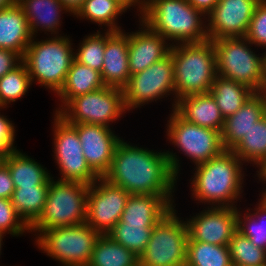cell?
Listing matches in <instances>:
<instances>
[{
	"instance_id": "1",
	"label": "cell",
	"mask_w": 266,
	"mask_h": 266,
	"mask_svg": "<svg viewBox=\"0 0 266 266\" xmlns=\"http://www.w3.org/2000/svg\"><path fill=\"white\" fill-rule=\"evenodd\" d=\"M175 154L139 148L122 139L103 178L130 194L173 196L180 171Z\"/></svg>"
},
{
	"instance_id": "2",
	"label": "cell",
	"mask_w": 266,
	"mask_h": 266,
	"mask_svg": "<svg viewBox=\"0 0 266 266\" xmlns=\"http://www.w3.org/2000/svg\"><path fill=\"white\" fill-rule=\"evenodd\" d=\"M242 165L231 150H224L207 162L196 165L191 182L193 197L201 203L208 202L211 207H236L234 203L243 191Z\"/></svg>"
},
{
	"instance_id": "3",
	"label": "cell",
	"mask_w": 266,
	"mask_h": 266,
	"mask_svg": "<svg viewBox=\"0 0 266 266\" xmlns=\"http://www.w3.org/2000/svg\"><path fill=\"white\" fill-rule=\"evenodd\" d=\"M202 16L206 20L207 17L186 0H148L139 18L151 30L172 41L173 46L209 39Z\"/></svg>"
},
{
	"instance_id": "4",
	"label": "cell",
	"mask_w": 266,
	"mask_h": 266,
	"mask_svg": "<svg viewBox=\"0 0 266 266\" xmlns=\"http://www.w3.org/2000/svg\"><path fill=\"white\" fill-rule=\"evenodd\" d=\"M176 102L186 96L209 93L217 76L212 40L173 45Z\"/></svg>"
},
{
	"instance_id": "5",
	"label": "cell",
	"mask_w": 266,
	"mask_h": 266,
	"mask_svg": "<svg viewBox=\"0 0 266 266\" xmlns=\"http://www.w3.org/2000/svg\"><path fill=\"white\" fill-rule=\"evenodd\" d=\"M71 41L66 35H56L42 41L31 39L22 62L27 67L32 83L35 81L56 94L60 91L74 60Z\"/></svg>"
},
{
	"instance_id": "6",
	"label": "cell",
	"mask_w": 266,
	"mask_h": 266,
	"mask_svg": "<svg viewBox=\"0 0 266 266\" xmlns=\"http://www.w3.org/2000/svg\"><path fill=\"white\" fill-rule=\"evenodd\" d=\"M90 185L75 181L50 180L45 207L30 226L37 237L48 229L86 223Z\"/></svg>"
},
{
	"instance_id": "7",
	"label": "cell",
	"mask_w": 266,
	"mask_h": 266,
	"mask_svg": "<svg viewBox=\"0 0 266 266\" xmlns=\"http://www.w3.org/2000/svg\"><path fill=\"white\" fill-rule=\"evenodd\" d=\"M212 44L216 53L217 75L260 93L264 81L265 52L258 57L251 50L253 44L245 37L221 38L212 41Z\"/></svg>"
},
{
	"instance_id": "8",
	"label": "cell",
	"mask_w": 266,
	"mask_h": 266,
	"mask_svg": "<svg viewBox=\"0 0 266 266\" xmlns=\"http://www.w3.org/2000/svg\"><path fill=\"white\" fill-rule=\"evenodd\" d=\"M100 233L87 223L56 227L36 237L43 253L60 261L61 266H87Z\"/></svg>"
},
{
	"instance_id": "9",
	"label": "cell",
	"mask_w": 266,
	"mask_h": 266,
	"mask_svg": "<svg viewBox=\"0 0 266 266\" xmlns=\"http://www.w3.org/2000/svg\"><path fill=\"white\" fill-rule=\"evenodd\" d=\"M176 214L173 208L154 226L139 266H185L188 229Z\"/></svg>"
},
{
	"instance_id": "10",
	"label": "cell",
	"mask_w": 266,
	"mask_h": 266,
	"mask_svg": "<svg viewBox=\"0 0 266 266\" xmlns=\"http://www.w3.org/2000/svg\"><path fill=\"white\" fill-rule=\"evenodd\" d=\"M126 113L123 89L104 86L72 98L57 114L69 124H96L110 127Z\"/></svg>"
},
{
	"instance_id": "11",
	"label": "cell",
	"mask_w": 266,
	"mask_h": 266,
	"mask_svg": "<svg viewBox=\"0 0 266 266\" xmlns=\"http://www.w3.org/2000/svg\"><path fill=\"white\" fill-rule=\"evenodd\" d=\"M174 93L172 108L176 105L174 86V64L170 53L162 60L153 63L145 70L130 76L123 88L124 105L127 111L143 106L148 102L164 98Z\"/></svg>"
},
{
	"instance_id": "12",
	"label": "cell",
	"mask_w": 266,
	"mask_h": 266,
	"mask_svg": "<svg viewBox=\"0 0 266 266\" xmlns=\"http://www.w3.org/2000/svg\"><path fill=\"white\" fill-rule=\"evenodd\" d=\"M54 114V159L61 173L58 180L91 185L99 176L90 168L83 155L77 130L57 113Z\"/></svg>"
},
{
	"instance_id": "13",
	"label": "cell",
	"mask_w": 266,
	"mask_h": 266,
	"mask_svg": "<svg viewBox=\"0 0 266 266\" xmlns=\"http://www.w3.org/2000/svg\"><path fill=\"white\" fill-rule=\"evenodd\" d=\"M172 112L167 125L168 139L195 165L207 162L225 150L220 131L186 122L174 110Z\"/></svg>"
},
{
	"instance_id": "14",
	"label": "cell",
	"mask_w": 266,
	"mask_h": 266,
	"mask_svg": "<svg viewBox=\"0 0 266 266\" xmlns=\"http://www.w3.org/2000/svg\"><path fill=\"white\" fill-rule=\"evenodd\" d=\"M130 193L99 177L89 187L86 223L100 234L108 232L120 221Z\"/></svg>"
},
{
	"instance_id": "15",
	"label": "cell",
	"mask_w": 266,
	"mask_h": 266,
	"mask_svg": "<svg viewBox=\"0 0 266 266\" xmlns=\"http://www.w3.org/2000/svg\"><path fill=\"white\" fill-rule=\"evenodd\" d=\"M261 0H219L207 15V35L212 41L245 37Z\"/></svg>"
},
{
	"instance_id": "16",
	"label": "cell",
	"mask_w": 266,
	"mask_h": 266,
	"mask_svg": "<svg viewBox=\"0 0 266 266\" xmlns=\"http://www.w3.org/2000/svg\"><path fill=\"white\" fill-rule=\"evenodd\" d=\"M237 212V207L208 206L207 210L186 220L188 240L228 245L237 231Z\"/></svg>"
},
{
	"instance_id": "17",
	"label": "cell",
	"mask_w": 266,
	"mask_h": 266,
	"mask_svg": "<svg viewBox=\"0 0 266 266\" xmlns=\"http://www.w3.org/2000/svg\"><path fill=\"white\" fill-rule=\"evenodd\" d=\"M71 125L77 130L88 165L99 177H103L109 171L115 148L121 138L110 127L87 123Z\"/></svg>"
},
{
	"instance_id": "18",
	"label": "cell",
	"mask_w": 266,
	"mask_h": 266,
	"mask_svg": "<svg viewBox=\"0 0 266 266\" xmlns=\"http://www.w3.org/2000/svg\"><path fill=\"white\" fill-rule=\"evenodd\" d=\"M141 30L127 33L129 36L128 64L130 74L139 73L170 54L172 45L159 33L151 30L143 21Z\"/></svg>"
},
{
	"instance_id": "19",
	"label": "cell",
	"mask_w": 266,
	"mask_h": 266,
	"mask_svg": "<svg viewBox=\"0 0 266 266\" xmlns=\"http://www.w3.org/2000/svg\"><path fill=\"white\" fill-rule=\"evenodd\" d=\"M129 36L121 31H106L101 78L105 86L123 89L131 76L128 64Z\"/></svg>"
},
{
	"instance_id": "20",
	"label": "cell",
	"mask_w": 266,
	"mask_h": 266,
	"mask_svg": "<svg viewBox=\"0 0 266 266\" xmlns=\"http://www.w3.org/2000/svg\"><path fill=\"white\" fill-rule=\"evenodd\" d=\"M266 115V95L254 93L234 114L224 120L221 131L225 150H231L262 117Z\"/></svg>"
},
{
	"instance_id": "21",
	"label": "cell",
	"mask_w": 266,
	"mask_h": 266,
	"mask_svg": "<svg viewBox=\"0 0 266 266\" xmlns=\"http://www.w3.org/2000/svg\"><path fill=\"white\" fill-rule=\"evenodd\" d=\"M171 197L130 194L120 221L124 224H157L175 208Z\"/></svg>"
},
{
	"instance_id": "22",
	"label": "cell",
	"mask_w": 266,
	"mask_h": 266,
	"mask_svg": "<svg viewBox=\"0 0 266 266\" xmlns=\"http://www.w3.org/2000/svg\"><path fill=\"white\" fill-rule=\"evenodd\" d=\"M174 111L186 122L220 132L223 129L225 119L210 93L179 99Z\"/></svg>"
},
{
	"instance_id": "23",
	"label": "cell",
	"mask_w": 266,
	"mask_h": 266,
	"mask_svg": "<svg viewBox=\"0 0 266 266\" xmlns=\"http://www.w3.org/2000/svg\"><path fill=\"white\" fill-rule=\"evenodd\" d=\"M33 37L28 20L17 2L9 8L0 9L1 49L11 50L23 58Z\"/></svg>"
},
{
	"instance_id": "24",
	"label": "cell",
	"mask_w": 266,
	"mask_h": 266,
	"mask_svg": "<svg viewBox=\"0 0 266 266\" xmlns=\"http://www.w3.org/2000/svg\"><path fill=\"white\" fill-rule=\"evenodd\" d=\"M25 14L32 35L38 30L58 34L61 12H69L60 0H16Z\"/></svg>"
},
{
	"instance_id": "25",
	"label": "cell",
	"mask_w": 266,
	"mask_h": 266,
	"mask_svg": "<svg viewBox=\"0 0 266 266\" xmlns=\"http://www.w3.org/2000/svg\"><path fill=\"white\" fill-rule=\"evenodd\" d=\"M104 86L101 73L98 70L83 65L74 59L65 83L57 93L62 104L55 113H58L72 98L94 92Z\"/></svg>"
},
{
	"instance_id": "26",
	"label": "cell",
	"mask_w": 266,
	"mask_h": 266,
	"mask_svg": "<svg viewBox=\"0 0 266 266\" xmlns=\"http://www.w3.org/2000/svg\"><path fill=\"white\" fill-rule=\"evenodd\" d=\"M4 163L10 170L15 187L40 186L51 176L44 166L19 150L9 152Z\"/></svg>"
},
{
	"instance_id": "27",
	"label": "cell",
	"mask_w": 266,
	"mask_h": 266,
	"mask_svg": "<svg viewBox=\"0 0 266 266\" xmlns=\"http://www.w3.org/2000/svg\"><path fill=\"white\" fill-rule=\"evenodd\" d=\"M209 93L225 119L239 110L255 92L243 84L217 75Z\"/></svg>"
},
{
	"instance_id": "28",
	"label": "cell",
	"mask_w": 266,
	"mask_h": 266,
	"mask_svg": "<svg viewBox=\"0 0 266 266\" xmlns=\"http://www.w3.org/2000/svg\"><path fill=\"white\" fill-rule=\"evenodd\" d=\"M52 175L40 186L15 187L11 202L22 219L31 226L42 214Z\"/></svg>"
},
{
	"instance_id": "29",
	"label": "cell",
	"mask_w": 266,
	"mask_h": 266,
	"mask_svg": "<svg viewBox=\"0 0 266 266\" xmlns=\"http://www.w3.org/2000/svg\"><path fill=\"white\" fill-rule=\"evenodd\" d=\"M87 266H139V257L108 234H100Z\"/></svg>"
},
{
	"instance_id": "30",
	"label": "cell",
	"mask_w": 266,
	"mask_h": 266,
	"mask_svg": "<svg viewBox=\"0 0 266 266\" xmlns=\"http://www.w3.org/2000/svg\"><path fill=\"white\" fill-rule=\"evenodd\" d=\"M231 151L243 163L250 161L260 168L266 162V115L254 123Z\"/></svg>"
},
{
	"instance_id": "31",
	"label": "cell",
	"mask_w": 266,
	"mask_h": 266,
	"mask_svg": "<svg viewBox=\"0 0 266 266\" xmlns=\"http://www.w3.org/2000/svg\"><path fill=\"white\" fill-rule=\"evenodd\" d=\"M127 9L117 0H84L82 7L75 14L100 25H106L108 31H121L115 22L118 15Z\"/></svg>"
},
{
	"instance_id": "32",
	"label": "cell",
	"mask_w": 266,
	"mask_h": 266,
	"mask_svg": "<svg viewBox=\"0 0 266 266\" xmlns=\"http://www.w3.org/2000/svg\"><path fill=\"white\" fill-rule=\"evenodd\" d=\"M185 266H233L228 245L188 240Z\"/></svg>"
},
{
	"instance_id": "33",
	"label": "cell",
	"mask_w": 266,
	"mask_h": 266,
	"mask_svg": "<svg viewBox=\"0 0 266 266\" xmlns=\"http://www.w3.org/2000/svg\"><path fill=\"white\" fill-rule=\"evenodd\" d=\"M156 224H124L119 221L108 235L117 243L140 256L146 249Z\"/></svg>"
},
{
	"instance_id": "34",
	"label": "cell",
	"mask_w": 266,
	"mask_h": 266,
	"mask_svg": "<svg viewBox=\"0 0 266 266\" xmlns=\"http://www.w3.org/2000/svg\"><path fill=\"white\" fill-rule=\"evenodd\" d=\"M32 85L26 65L21 62L0 78V109L26 95Z\"/></svg>"
},
{
	"instance_id": "35",
	"label": "cell",
	"mask_w": 266,
	"mask_h": 266,
	"mask_svg": "<svg viewBox=\"0 0 266 266\" xmlns=\"http://www.w3.org/2000/svg\"><path fill=\"white\" fill-rule=\"evenodd\" d=\"M233 266H266V250L236 231L228 244Z\"/></svg>"
},
{
	"instance_id": "36",
	"label": "cell",
	"mask_w": 266,
	"mask_h": 266,
	"mask_svg": "<svg viewBox=\"0 0 266 266\" xmlns=\"http://www.w3.org/2000/svg\"><path fill=\"white\" fill-rule=\"evenodd\" d=\"M257 205V208H254L256 213L253 214L246 211L242 216L238 210L237 231L249 238L255 246L266 250V205L261 201Z\"/></svg>"
},
{
	"instance_id": "37",
	"label": "cell",
	"mask_w": 266,
	"mask_h": 266,
	"mask_svg": "<svg viewBox=\"0 0 266 266\" xmlns=\"http://www.w3.org/2000/svg\"><path fill=\"white\" fill-rule=\"evenodd\" d=\"M80 44L78 51L74 53V59L101 72L106 46V32L101 34L98 30L97 33L86 36Z\"/></svg>"
},
{
	"instance_id": "38",
	"label": "cell",
	"mask_w": 266,
	"mask_h": 266,
	"mask_svg": "<svg viewBox=\"0 0 266 266\" xmlns=\"http://www.w3.org/2000/svg\"><path fill=\"white\" fill-rule=\"evenodd\" d=\"M30 232V226L17 213L11 199L0 198V232L13 237Z\"/></svg>"
},
{
	"instance_id": "39",
	"label": "cell",
	"mask_w": 266,
	"mask_h": 266,
	"mask_svg": "<svg viewBox=\"0 0 266 266\" xmlns=\"http://www.w3.org/2000/svg\"><path fill=\"white\" fill-rule=\"evenodd\" d=\"M245 38L256 46L266 48V0H261L256 7Z\"/></svg>"
},
{
	"instance_id": "40",
	"label": "cell",
	"mask_w": 266,
	"mask_h": 266,
	"mask_svg": "<svg viewBox=\"0 0 266 266\" xmlns=\"http://www.w3.org/2000/svg\"><path fill=\"white\" fill-rule=\"evenodd\" d=\"M11 122L6 116L0 115V151H4L7 154L18 150L14 146L15 126Z\"/></svg>"
},
{
	"instance_id": "41",
	"label": "cell",
	"mask_w": 266,
	"mask_h": 266,
	"mask_svg": "<svg viewBox=\"0 0 266 266\" xmlns=\"http://www.w3.org/2000/svg\"><path fill=\"white\" fill-rule=\"evenodd\" d=\"M22 62V58L11 50L0 48V78Z\"/></svg>"
},
{
	"instance_id": "42",
	"label": "cell",
	"mask_w": 266,
	"mask_h": 266,
	"mask_svg": "<svg viewBox=\"0 0 266 266\" xmlns=\"http://www.w3.org/2000/svg\"><path fill=\"white\" fill-rule=\"evenodd\" d=\"M15 190L10 170L4 163L0 166V198L11 199Z\"/></svg>"
},
{
	"instance_id": "43",
	"label": "cell",
	"mask_w": 266,
	"mask_h": 266,
	"mask_svg": "<svg viewBox=\"0 0 266 266\" xmlns=\"http://www.w3.org/2000/svg\"><path fill=\"white\" fill-rule=\"evenodd\" d=\"M195 9L207 16L217 5L219 0H186Z\"/></svg>"
},
{
	"instance_id": "44",
	"label": "cell",
	"mask_w": 266,
	"mask_h": 266,
	"mask_svg": "<svg viewBox=\"0 0 266 266\" xmlns=\"http://www.w3.org/2000/svg\"><path fill=\"white\" fill-rule=\"evenodd\" d=\"M73 16L82 7L84 0H60Z\"/></svg>"
},
{
	"instance_id": "45",
	"label": "cell",
	"mask_w": 266,
	"mask_h": 266,
	"mask_svg": "<svg viewBox=\"0 0 266 266\" xmlns=\"http://www.w3.org/2000/svg\"><path fill=\"white\" fill-rule=\"evenodd\" d=\"M117 1H119L126 9H129L130 7L133 6L134 7L137 6L140 10L139 11L140 14H138V16L142 14L144 5L142 4L141 0H117Z\"/></svg>"
},
{
	"instance_id": "46",
	"label": "cell",
	"mask_w": 266,
	"mask_h": 266,
	"mask_svg": "<svg viewBox=\"0 0 266 266\" xmlns=\"http://www.w3.org/2000/svg\"><path fill=\"white\" fill-rule=\"evenodd\" d=\"M256 172H258L257 175L265 183V181H266V162L259 168V171L257 170Z\"/></svg>"
},
{
	"instance_id": "47",
	"label": "cell",
	"mask_w": 266,
	"mask_h": 266,
	"mask_svg": "<svg viewBox=\"0 0 266 266\" xmlns=\"http://www.w3.org/2000/svg\"><path fill=\"white\" fill-rule=\"evenodd\" d=\"M16 0H0V9H5L11 7Z\"/></svg>"
},
{
	"instance_id": "48",
	"label": "cell",
	"mask_w": 266,
	"mask_h": 266,
	"mask_svg": "<svg viewBox=\"0 0 266 266\" xmlns=\"http://www.w3.org/2000/svg\"><path fill=\"white\" fill-rule=\"evenodd\" d=\"M261 93H264L266 95V51H265L264 81Z\"/></svg>"
},
{
	"instance_id": "49",
	"label": "cell",
	"mask_w": 266,
	"mask_h": 266,
	"mask_svg": "<svg viewBox=\"0 0 266 266\" xmlns=\"http://www.w3.org/2000/svg\"><path fill=\"white\" fill-rule=\"evenodd\" d=\"M6 155H7L6 152L0 151V166L4 164Z\"/></svg>"
},
{
	"instance_id": "50",
	"label": "cell",
	"mask_w": 266,
	"mask_h": 266,
	"mask_svg": "<svg viewBox=\"0 0 266 266\" xmlns=\"http://www.w3.org/2000/svg\"><path fill=\"white\" fill-rule=\"evenodd\" d=\"M261 202L266 205V189L265 191H262V195H261V198H260Z\"/></svg>"
},
{
	"instance_id": "51",
	"label": "cell",
	"mask_w": 266,
	"mask_h": 266,
	"mask_svg": "<svg viewBox=\"0 0 266 266\" xmlns=\"http://www.w3.org/2000/svg\"><path fill=\"white\" fill-rule=\"evenodd\" d=\"M4 233L0 232V255H1V249H2V240H3Z\"/></svg>"
},
{
	"instance_id": "52",
	"label": "cell",
	"mask_w": 266,
	"mask_h": 266,
	"mask_svg": "<svg viewBox=\"0 0 266 266\" xmlns=\"http://www.w3.org/2000/svg\"><path fill=\"white\" fill-rule=\"evenodd\" d=\"M148 0H141L142 4L144 5Z\"/></svg>"
}]
</instances>
